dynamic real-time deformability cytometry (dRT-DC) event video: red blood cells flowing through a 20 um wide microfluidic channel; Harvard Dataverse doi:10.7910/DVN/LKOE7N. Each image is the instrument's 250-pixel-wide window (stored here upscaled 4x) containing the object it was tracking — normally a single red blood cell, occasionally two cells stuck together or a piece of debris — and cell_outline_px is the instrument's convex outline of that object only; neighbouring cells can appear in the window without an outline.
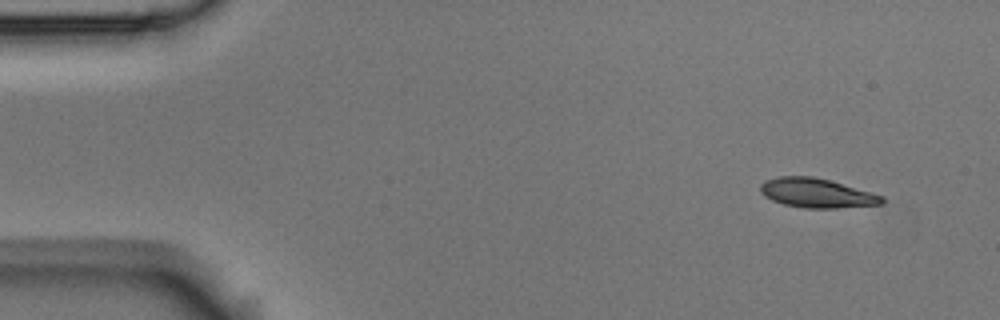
{"species": "Egyptian fruit bat (a non-hibernating species)", "species_latin": "Rousettus aegyptiacus", "temperature_condition": "room temperature", "stored_images_in_passage": 2, "camera_frame_rate_fps": 3000, "um_per_image_px": 0.085, "animal": {"sex": "male"}, "frame": {"image": 1, "passage_image": 1, "time_ms": 0.0, "image_size_px": [1000, 320], "cell_outline_px": [[884, 204], [836, 208], [804, 208], [784, 204], [772, 200], [764, 196], [760, 192], [760, 184], [764, 180], [780, 176], [812, 176], [828, 180], [872, 192], [884, 196]], "centroid_in_image_um": [69.41, 16.41], "position_along_channel_um": 15.6, "area_um2": 20.81}}